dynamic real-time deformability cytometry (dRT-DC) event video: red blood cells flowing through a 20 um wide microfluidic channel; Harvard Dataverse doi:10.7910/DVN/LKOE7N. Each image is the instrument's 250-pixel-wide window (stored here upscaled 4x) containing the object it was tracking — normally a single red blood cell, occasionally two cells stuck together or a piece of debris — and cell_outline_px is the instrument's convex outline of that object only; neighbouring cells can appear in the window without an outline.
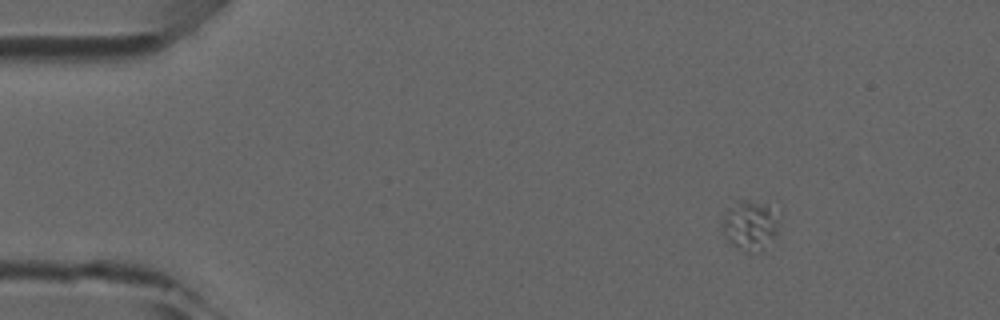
{"species": "common noctule bat (a hibernating species)", "species_latin": "Nyctalus noctula", "temperature_condition": "room temperature", "stored_images_in_passage": 45, "camera_frame_rate_fps": 3000, "um_per_image_px": 0.085, "animal": {"sex": "male", "forearm_length_mm": 52.5}, "frame": {"image": 1, "passage_image": 1, "time_ms": 0.0, "image_size_px": [1000, 320], "cell_outline_px": [[776, 236], [760, 252], [744, 252], [736, 248], [724, 236], [724, 212], [736, 200], [748, 200], [768, 208], [776, 220]], "centroid_in_image_um": [63.68, 19.21], "position_along_channel_um": 21.3, "area_um2": 15.72}}
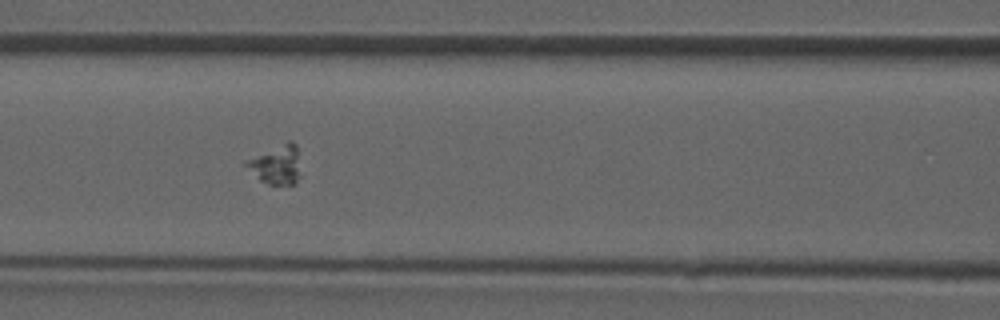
{"frame": {"image": 2, "passage_image": 16, "time_ms": 5.0, "image_size_px": [1000, 320], "cell_outline_px": [[300, 176], [296, 184], [268, 184], [260, 180], [244, 164], [244, 160], [288, 140], [292, 140], [296, 144]], "centroid_in_image_um": [23.49, 13.98], "position_along_channel_um": 143.1, "area_um2": 12.37}}
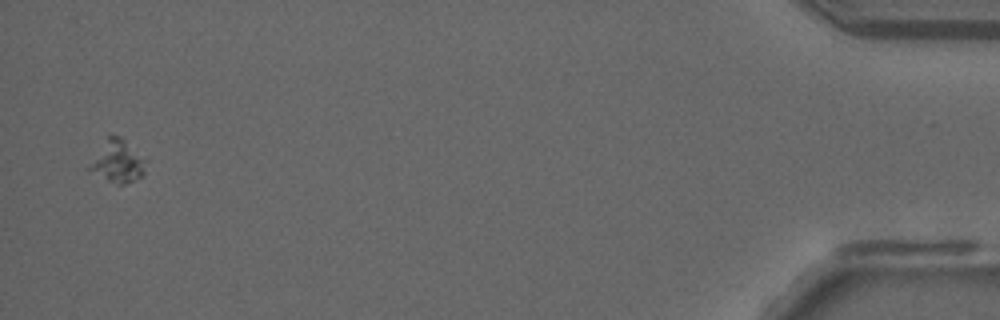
{"frame": {"image": 3, "passage_image": 43, "time_ms": 14.0, "image_size_px": [1000, 320], "cell_outline_px": [[148, 160], [144, 176], [136, 180], [124, 184], [116, 184], [108, 180], [88, 168], [108, 136], [112, 132], [120, 136]], "centroid_in_image_um": [10.11, 13.71], "position_along_channel_um": 425.1, "area_um2": 13.7}}